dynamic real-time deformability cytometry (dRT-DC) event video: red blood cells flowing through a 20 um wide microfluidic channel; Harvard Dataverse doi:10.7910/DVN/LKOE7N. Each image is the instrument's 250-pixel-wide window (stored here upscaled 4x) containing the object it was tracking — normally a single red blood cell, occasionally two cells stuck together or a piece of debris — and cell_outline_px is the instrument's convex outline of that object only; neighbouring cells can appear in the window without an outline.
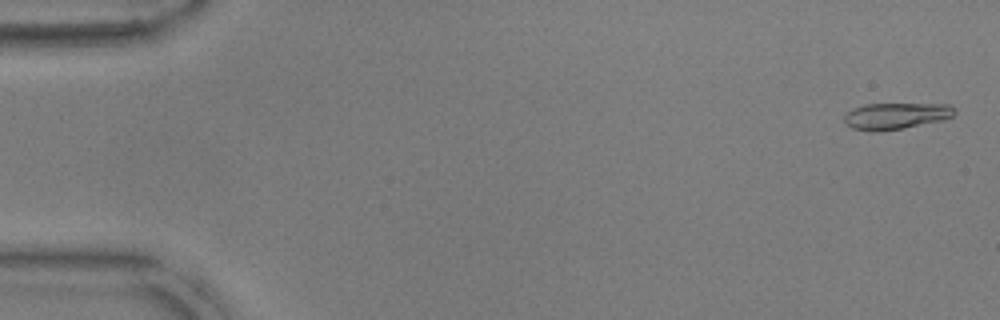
{"species": "common noctule bat (a hibernating species)", "species_latin": "Nyctalus noctula", "temperature_condition": "warm", "stored_images_in_passage": 43, "camera_frame_rate_fps": 3000, "um_per_image_px": 0.085, "animal": {"sex": "male", "body_mass_g": 17.9, "forearm_length_mm": 54.2}, "frame": {"image": 1, "passage_image": 2, "time_ms": 0.333, "image_size_px": [1000, 320], "cell_outline_px": [[956, 112], [952, 116], [944, 120], [904, 128], [876, 132], [868, 132], [852, 128], [844, 120], [844, 116], [852, 108], [864, 104], [948, 104], [956, 108]], "centroid_in_image_um": [76.16, 9.86], "position_along_channel_um": 8.8, "area_um2": 17.17}}
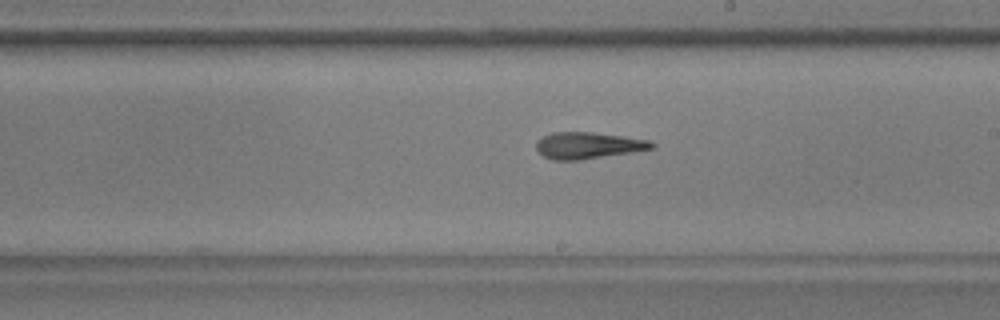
{"frame": {"image": 2, "passage_image": 31, "time_ms": 10.0, "image_size_px": [1000, 320], "cell_outline_px": [[656, 148], [632, 152], [580, 160], [552, 160], [544, 156], [536, 148], [536, 140], [552, 132], [592, 132], [624, 136], [652, 140], [656, 144]], "centroid_in_image_um": [50.03, 12.36], "position_along_channel_um": 239.0, "area_um2": 18.03}}
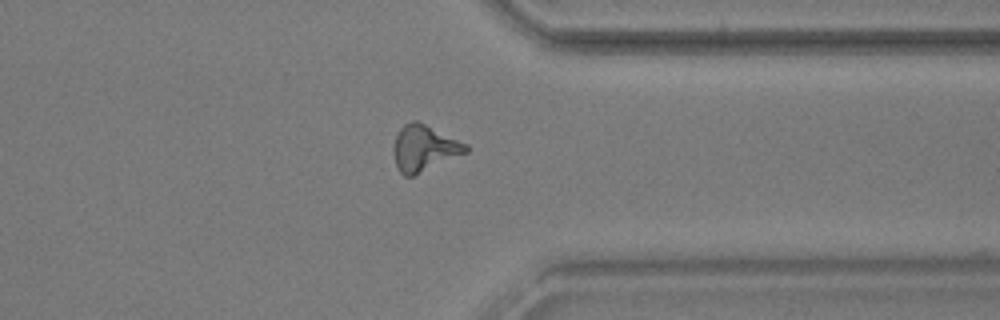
{"frame": {"image": 3, "passage_image": 42, "time_ms": 13.667, "image_size_px": [1000, 320], "cell_outline_px": [[468, 152], [412, 176], [404, 176], [396, 168], [392, 152], [392, 148], [396, 136], [400, 128], [404, 124], [412, 120], [416, 120], [468, 144]], "centroid_in_image_um": [36.02, 12.6], "position_along_channel_um": 375.4, "area_um2": 19.42}}